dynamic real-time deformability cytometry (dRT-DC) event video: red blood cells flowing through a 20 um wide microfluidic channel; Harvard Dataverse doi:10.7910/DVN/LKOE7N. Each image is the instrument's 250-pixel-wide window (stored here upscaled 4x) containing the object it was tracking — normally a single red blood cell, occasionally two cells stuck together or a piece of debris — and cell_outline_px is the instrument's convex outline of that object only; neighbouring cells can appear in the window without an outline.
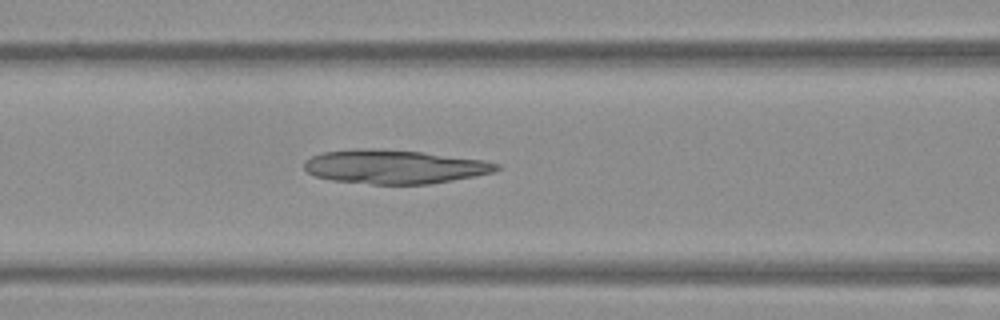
{"species": "Egyptian fruit bat (a non-hibernating species)", "species_latin": "Rousettus aegyptiacus", "temperature_condition": "warm", "stored_images_in_passage": 52, "camera_frame_rate_fps": 3000, "um_per_image_px": 0.085, "frame": {"image": 1, "passage_image": 22, "time_ms": 7.0, "image_size_px": [1000, 320], "cell_outline_px": [[500, 168], [496, 172], [476, 176], [428, 184], [372, 184], [332, 180], [316, 176], [308, 172], [304, 168], [304, 160], [320, 152], [356, 148], [380, 148], [420, 152], [484, 160], [500, 164]], "centroid_in_image_um": [33.51, 14.16], "position_along_channel_um": 133.1, "area_um2": 38.15}}
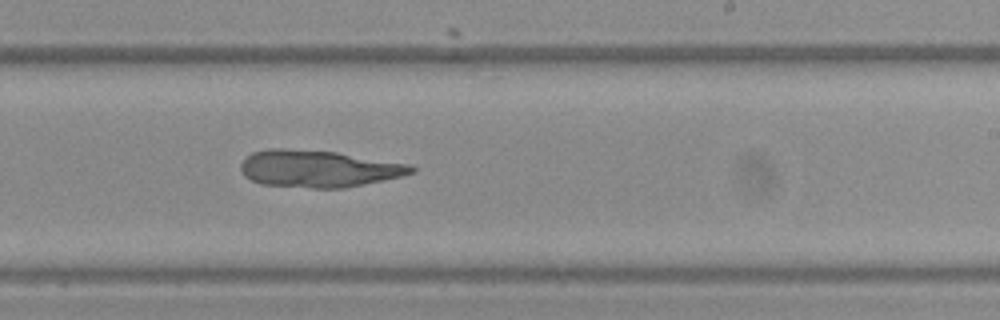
{"frame": {"image": 2, "passage_image": 32, "time_ms": 10.333, "image_size_px": [1000, 320], "cell_outline_px": [[416, 172], [404, 176], [344, 188], [312, 188], [260, 184], [244, 176], [240, 168], [240, 164], [252, 152], [268, 148], [284, 148], [336, 152], [412, 164], [416, 168]], "centroid_in_image_um": [27.1, 14.34], "position_along_channel_um": 261.9, "area_um2": 37.05}}
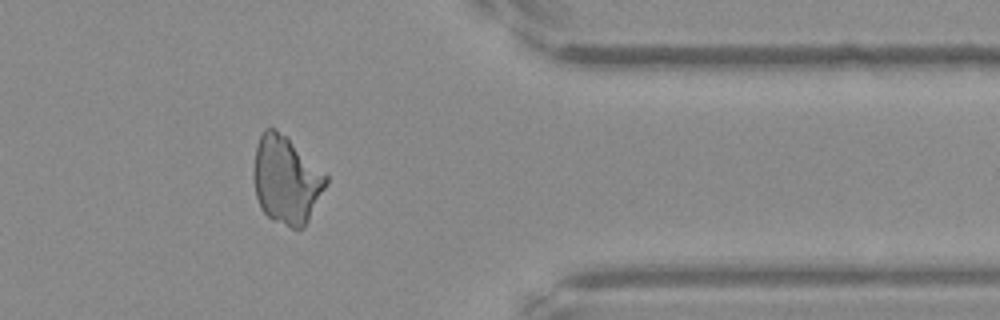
{"frame": {"image": 3, "passage_image": 43, "time_ms": 14.0, "image_size_px": [1000, 320], "cell_outline_px": [[328, 184], [304, 228], [292, 228], [272, 220], [260, 208], [256, 196], [252, 176], [252, 172], [256, 144], [260, 132], [264, 128], [272, 128], [288, 136], [328, 176]], "centroid_in_image_um": [24.32, 15.27], "position_along_channel_um": 387.1, "area_um2": 37.57}}